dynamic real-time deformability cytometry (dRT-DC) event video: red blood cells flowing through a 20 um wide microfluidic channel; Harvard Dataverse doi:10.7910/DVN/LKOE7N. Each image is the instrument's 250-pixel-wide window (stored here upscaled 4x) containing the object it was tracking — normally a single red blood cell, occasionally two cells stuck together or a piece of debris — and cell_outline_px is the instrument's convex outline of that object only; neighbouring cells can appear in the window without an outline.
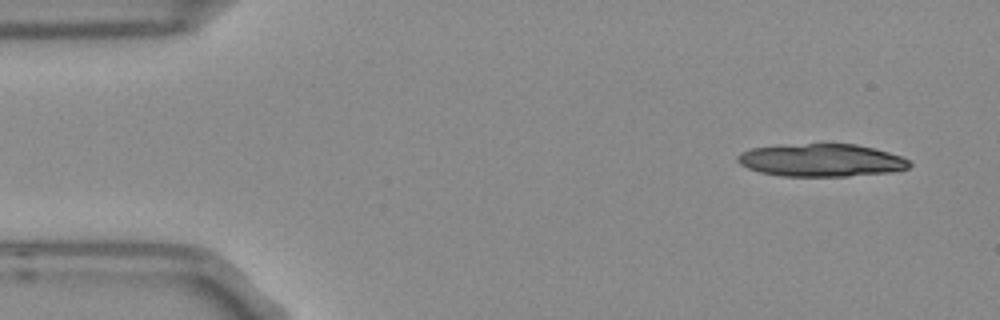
{"species": "Egyptian fruit bat (a non-hibernating species)", "species_latin": "Rousettus aegyptiacus", "temperature_condition": "room temperature", "stored_images_in_passage": 4, "camera_frame_rate_fps": 3000, "um_per_image_px": 0.085, "frame": {"image": 1, "passage_image": 1, "time_ms": 0.0, "image_size_px": [1000, 320], "cell_outline_px": [[912, 164], [908, 168], [892, 172], [848, 176], [784, 176], [760, 172], [748, 168], [740, 164], [736, 160], [736, 156], [740, 152], [752, 148], [808, 144], [856, 144], [888, 152], [900, 156], [908, 160]], "centroid_in_image_um": [69.82, 13.63], "position_along_channel_um": 15.2, "area_um2": 32.48}}